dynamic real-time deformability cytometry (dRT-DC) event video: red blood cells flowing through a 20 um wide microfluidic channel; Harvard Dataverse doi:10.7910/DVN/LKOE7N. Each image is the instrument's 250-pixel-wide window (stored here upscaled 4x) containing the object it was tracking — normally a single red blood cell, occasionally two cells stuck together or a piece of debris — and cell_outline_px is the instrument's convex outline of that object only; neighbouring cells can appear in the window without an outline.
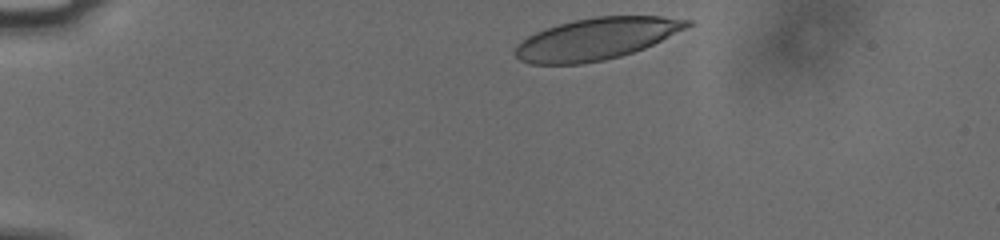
{"species": "human", "species_latin": "Homo sapiens", "temperature_condition": "cold", "stored_images_in_passage": 6, "camera_frame_rate_fps": 3000, "um_per_image_px": 0.085, "donor": {"sex": "male"}, "frame": {"image": 1, "passage_image": 1, "time_ms": 0.0, "image_size_px": [1000, 240], "cell_outline_px": [[692, 24], [644, 48], [620, 56], [604, 60], [580, 64], [528, 64], [520, 60], [516, 56], [516, 44], [528, 36], [544, 28], [576, 20], [596, 16], [660, 16], [692, 20]], "centroid_in_image_um": [50.64, 3.3], "position_along_channel_um": 34.4, "area_um2": 41.38}}
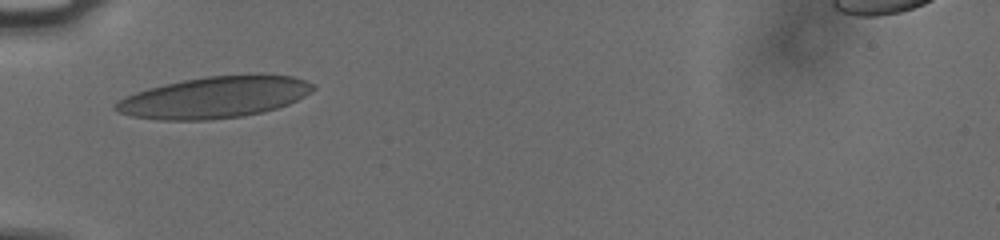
{"frame": {"image": 2, "passage_image": 4, "time_ms": 1.0, "image_size_px": [1000, 240], "cell_outline_px": [[316, 88], [312, 92], [288, 104], [264, 112], [240, 116], [208, 120], [160, 120], [132, 116], [120, 112], [112, 108], [112, 104], [136, 92], [148, 88], [164, 84], [184, 80], [208, 76], [252, 72], [260, 72], [292, 76], [304, 80], [312, 84]], "centroid_in_image_um": [18.28, 8.24], "position_along_channel_um": 66.7, "area_um2": 48.21}}
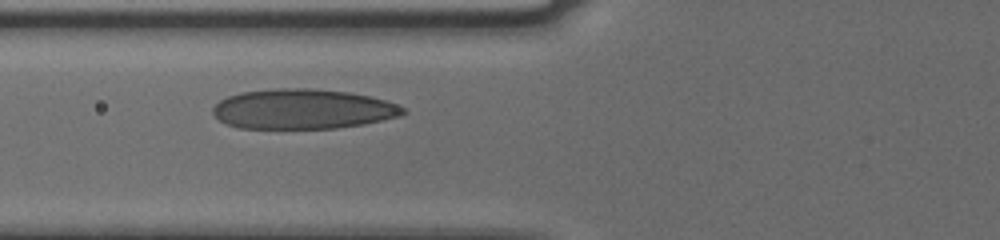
{"frame": {"image": 3, "passage_image": 5, "time_ms": 1.333, "image_size_px": [1000, 240], "cell_outline_px": [[408, 112], [400, 116], [364, 124], [336, 128], [240, 128], [228, 124], [220, 120], [212, 112], [212, 108], [220, 100], [228, 96], [240, 92], [276, 88], [312, 88], [348, 92], [368, 96], [384, 100], [396, 104], [404, 108]], "centroid_in_image_um": [25.73, 9.26], "position_along_channel_um": 100.1, "area_um2": 44.16}}